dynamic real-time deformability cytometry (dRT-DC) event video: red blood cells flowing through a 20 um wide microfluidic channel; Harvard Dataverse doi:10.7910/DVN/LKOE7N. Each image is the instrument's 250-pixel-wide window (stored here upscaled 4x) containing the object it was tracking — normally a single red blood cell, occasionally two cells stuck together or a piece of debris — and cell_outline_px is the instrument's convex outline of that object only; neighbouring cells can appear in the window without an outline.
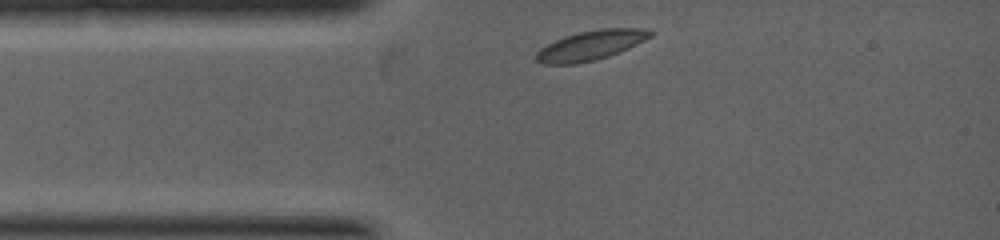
{"species": "common noctule bat (a hibernating species)", "species_latin": "Nyctalus noctula", "temperature_condition": "warm", "stored_images_in_passage": 4, "camera_frame_rate_fps": 5000, "um_per_image_px": 0.085, "animal": {"sex": "female", "body_mass_g": 19.0, "forearm_length_mm": 53.3}, "frame": {"image": 1, "passage_image": 1, "time_ms": 0.0, "image_size_px": [1000, 240], "cell_outline_px": [[652, 36], [620, 52], [596, 60], [576, 64], [544, 64], [536, 60], [536, 52], [540, 48], [556, 40], [580, 32], [600, 28], [648, 28], [652, 32]], "centroid_in_image_um": [50.23, 3.85], "position_along_channel_um": 34.8, "area_um2": 19.54}}
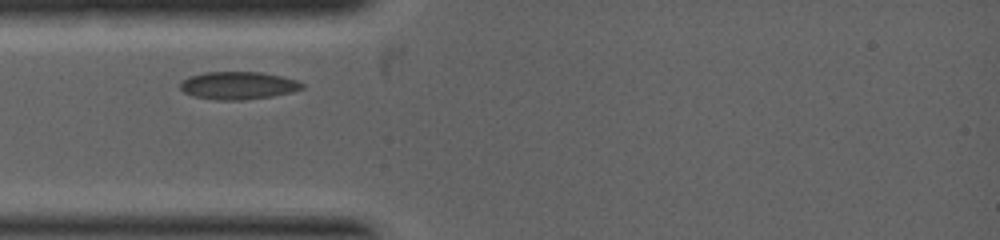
{"frame": {"image": 2, "passage_image": 3, "time_ms": 0.6, "image_size_px": [1000, 240], "cell_outline_px": [[304, 88], [292, 92], [272, 96], [244, 100], [216, 100], [192, 96], [184, 92], [180, 88], [180, 80], [188, 76], [204, 72], [260, 72], [280, 76], [296, 80], [304, 84]], "centroid_in_image_um": [20.2, 7.27], "position_along_channel_um": 64.8, "area_um2": 19.83}}